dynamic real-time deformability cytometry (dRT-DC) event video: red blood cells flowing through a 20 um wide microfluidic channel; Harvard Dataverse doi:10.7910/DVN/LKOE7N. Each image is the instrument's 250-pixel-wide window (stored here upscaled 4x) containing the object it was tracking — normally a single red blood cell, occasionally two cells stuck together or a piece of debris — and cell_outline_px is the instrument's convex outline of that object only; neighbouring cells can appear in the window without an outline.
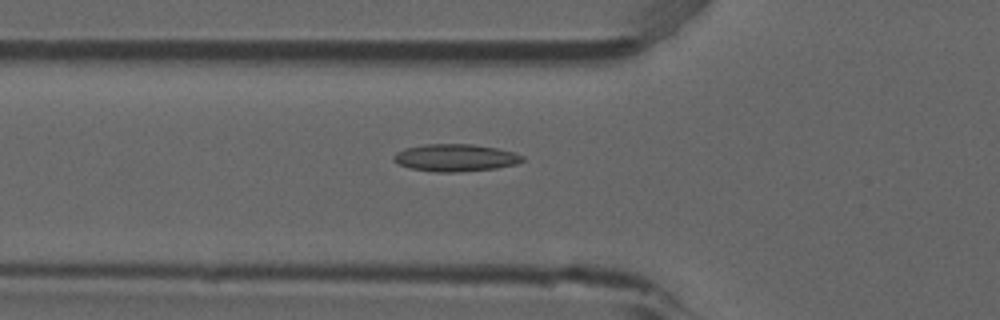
{"species": "common noctule bat (a hibernating species)", "species_latin": "Nyctalus noctula", "temperature_condition": "room temperature", "stored_images_in_passage": 37, "camera_frame_rate_fps": 3000, "um_per_image_px": 0.085, "animal": {"sex": "male", "forearm_length_mm": 52.5}, "frame": {"image": 1, "passage_image": 3, "time_ms": 0.667, "image_size_px": [1000, 320], "cell_outline_px": [[524, 160], [516, 164], [496, 168], [456, 172], [436, 172], [408, 168], [392, 160], [392, 156], [396, 152], [404, 148], [424, 144], [472, 144], [496, 148], [512, 152], [524, 156]], "centroid_in_image_um": [38.66, 13.4], "position_along_channel_um": 87.1, "area_um2": 20.52}}
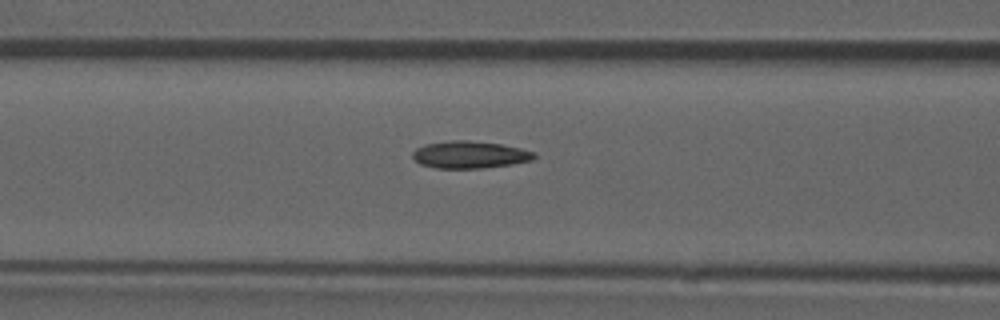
{"frame": {"image": 2, "passage_image": 6, "time_ms": 1.667, "image_size_px": [1000, 320], "cell_outline_px": [[536, 156], [532, 160], [512, 164], [484, 168], [436, 168], [420, 164], [412, 156], [412, 152], [416, 148], [424, 144], [452, 140], [468, 140], [500, 144], [520, 148], [536, 152]], "centroid_in_image_um": [39.93, 13.15], "position_along_channel_um": 126.7, "area_um2": 19.31}}
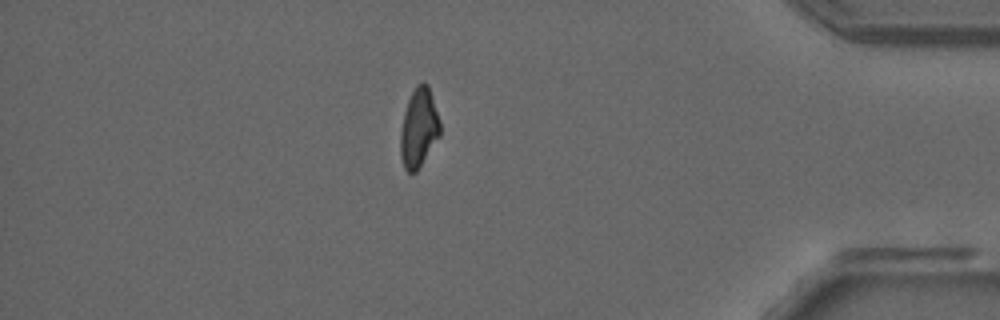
{"frame": {"image": 3, "passage_image": 30, "time_ms": 9.667, "image_size_px": [1000, 320], "cell_outline_px": [[440, 136], [416, 172], [408, 172], [404, 168], [400, 156], [400, 132], [404, 112], [408, 100], [416, 84], [424, 80], [428, 84], [440, 120]], "centroid_in_image_um": [35.6, 10.85], "position_along_channel_um": 399.6, "area_um2": 18.38}, "authors_computed_cell_mechanics": {"area_um2": 18.6694, "velocity_mm_per_s": 3.8932, "shape_relaxation_time_tau1_ms": null, "shape_relaxation_time_tau2_ms": 2.8641, "deformation_change_tau1": null, "deformation_change_tau2": 0.0977}}